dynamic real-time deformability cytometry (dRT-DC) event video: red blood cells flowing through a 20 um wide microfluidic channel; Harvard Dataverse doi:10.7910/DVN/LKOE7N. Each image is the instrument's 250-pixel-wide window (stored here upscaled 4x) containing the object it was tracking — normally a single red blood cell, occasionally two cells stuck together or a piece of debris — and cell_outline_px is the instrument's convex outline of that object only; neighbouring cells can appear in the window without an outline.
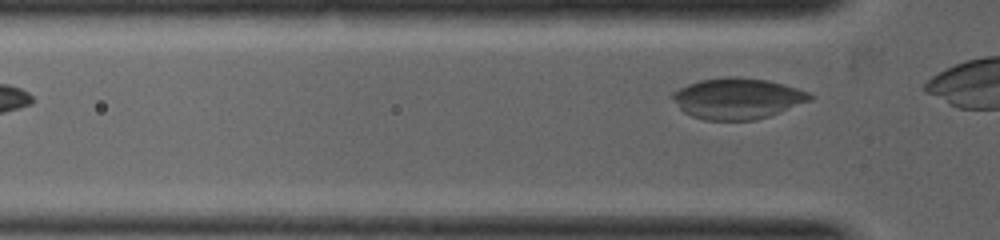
{"species": "common noctule bat (a hibernating species)", "species_latin": "Nyctalus noctula", "temperature_condition": "warm", "stored_images_in_passage": 4, "segment_of_instrument_passage": [2, 2], "camera_frame_rate_fps": 5000, "um_per_image_px": 0.085, "animal": {"sex": "female", "body_mass_g": 19.0, "forearm_length_mm": 53.3}, "frame": {"image": 1, "passage_image": 4, "time_ms": 1.6, "image_size_px": [1000, 240], "cell_outline_px": [[816, 96], [812, 100], [780, 112], [756, 120], [704, 120], [692, 116], [684, 112], [668, 96], [672, 92], [688, 84], [700, 80], [728, 76], [736, 76], [768, 80], [796, 88], [808, 92]], "centroid_in_image_um": [62.67, 8.37], "position_along_channel_um": 63.1, "area_um2": 32.95}}